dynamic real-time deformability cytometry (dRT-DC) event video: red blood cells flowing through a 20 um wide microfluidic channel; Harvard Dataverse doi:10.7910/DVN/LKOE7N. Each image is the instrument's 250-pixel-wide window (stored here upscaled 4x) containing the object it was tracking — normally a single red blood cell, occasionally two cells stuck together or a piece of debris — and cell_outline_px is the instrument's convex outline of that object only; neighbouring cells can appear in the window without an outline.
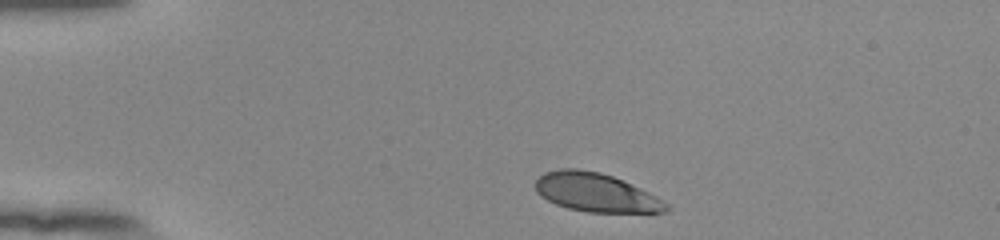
{"species": "human", "species_latin": "Homo sapiens", "temperature_condition": "room temperature", "stored_images_in_passage": 36, "camera_frame_rate_fps": 3000, "um_per_image_px": 0.085, "donor": {"sex": "female"}, "frame": {"image": 1, "passage_image": 1, "time_ms": 0.0, "image_size_px": [1000, 240], "cell_outline_px": [[672, 208], [664, 212], [588, 212], [568, 208], [556, 204], [540, 196], [536, 192], [536, 180], [544, 172], [560, 168], [576, 168], [600, 172], [612, 176], [640, 188], [656, 196], [668, 204]], "centroid_in_image_um": [50.63, 16.36], "position_along_channel_um": 34.4, "area_um2": 29.36}}
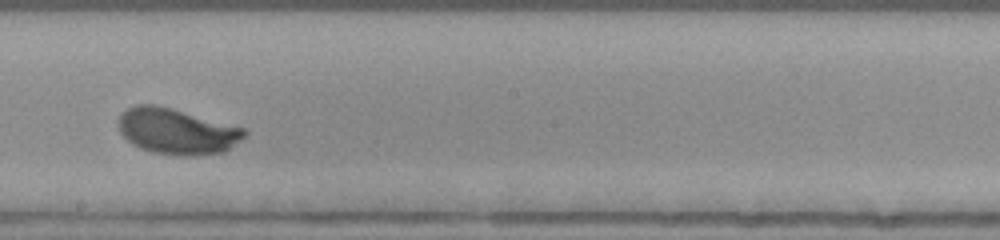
{"frame": {"image": 2, "passage_image": 21, "time_ms": 6.667, "image_size_px": [1000, 240], "cell_outline_px": [[248, 132], [240, 140], [224, 152], [196, 156], [180, 156], [152, 152], [140, 148], [132, 144], [120, 132], [116, 124], [120, 112], [136, 104], [156, 104], [244, 128]], "centroid_in_image_um": [14.98, 11.16], "position_along_channel_um": 233.2, "area_um2": 33.76}}
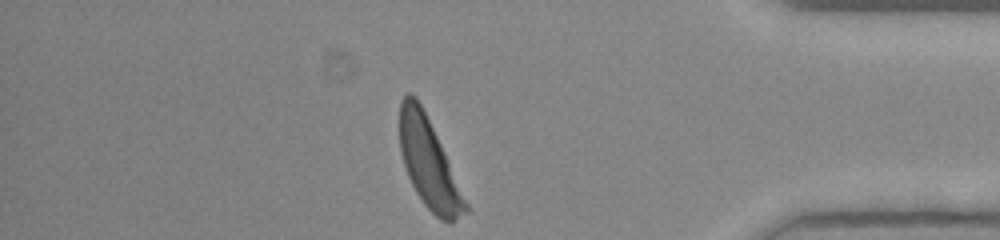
{"frame": {"image": 3, "passage_image": 36, "time_ms": 11.667, "image_size_px": [1000, 240], "cell_outline_px": [[468, 212], [452, 224], [448, 224], [440, 220], [424, 204], [416, 192], [408, 176], [400, 152], [400, 100], [408, 92], [412, 92], [416, 96], [444, 152], [468, 204]], "centroid_in_image_um": [36.45, 13.93], "position_along_channel_um": 398.8, "area_um2": 33.7}, "authors_computed_cell_mechanics": {"area_um2": 32.4258, "velocity_mm_per_s": 3.8767, "shape_relaxation_time_tau1_ms": 2.8528, "shape_relaxation_time_tau2_ms": null, "deformation_change_tau1": 0.1654, "deformation_change_tau2": null}}